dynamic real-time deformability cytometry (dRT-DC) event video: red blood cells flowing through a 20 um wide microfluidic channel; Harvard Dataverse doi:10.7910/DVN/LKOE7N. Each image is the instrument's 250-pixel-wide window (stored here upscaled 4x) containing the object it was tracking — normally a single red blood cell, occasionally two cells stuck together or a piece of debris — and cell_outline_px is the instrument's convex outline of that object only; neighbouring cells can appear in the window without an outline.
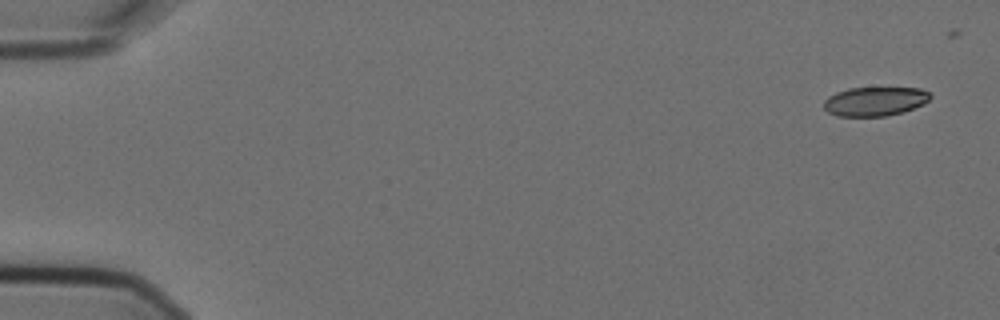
{"species": "Egyptian fruit bat (a non-hibernating species)", "species_latin": "Rousettus aegyptiacus", "temperature_condition": "cold", "stored_images_in_passage": 5, "camera_frame_rate_fps": 3000, "um_per_image_px": 0.085, "animal": {"sex": "female"}, "frame": {"image": 1, "passage_image": 1, "time_ms": 0.0, "image_size_px": [1000, 320], "cell_outline_px": [[932, 96], [928, 100], [912, 108], [900, 112], [884, 116], [836, 116], [828, 112], [824, 108], [824, 100], [828, 96], [836, 92], [848, 88], [920, 88], [928, 92]], "centroid_in_image_um": [74.31, 8.61], "position_along_channel_um": 10.7, "area_um2": 17.8}}
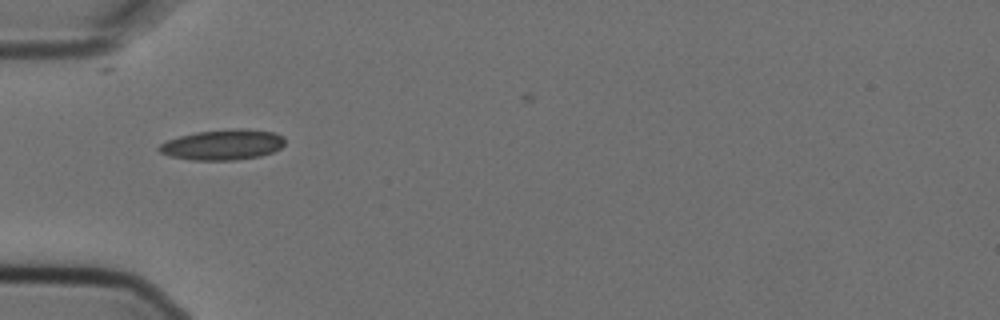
{"frame": {"image": 2, "passage_image": 5, "time_ms": 1.333, "image_size_px": [1000, 320], "cell_outline_px": [[284, 144], [280, 148], [272, 152], [260, 156], [236, 160], [192, 160], [172, 156], [160, 152], [156, 148], [160, 144], [168, 140], [180, 136], [196, 132], [236, 128], [244, 128], [276, 132], [284, 136]], "centroid_in_image_um": [18.97, 12.29], "position_along_channel_um": 66.0, "area_um2": 22.37}}